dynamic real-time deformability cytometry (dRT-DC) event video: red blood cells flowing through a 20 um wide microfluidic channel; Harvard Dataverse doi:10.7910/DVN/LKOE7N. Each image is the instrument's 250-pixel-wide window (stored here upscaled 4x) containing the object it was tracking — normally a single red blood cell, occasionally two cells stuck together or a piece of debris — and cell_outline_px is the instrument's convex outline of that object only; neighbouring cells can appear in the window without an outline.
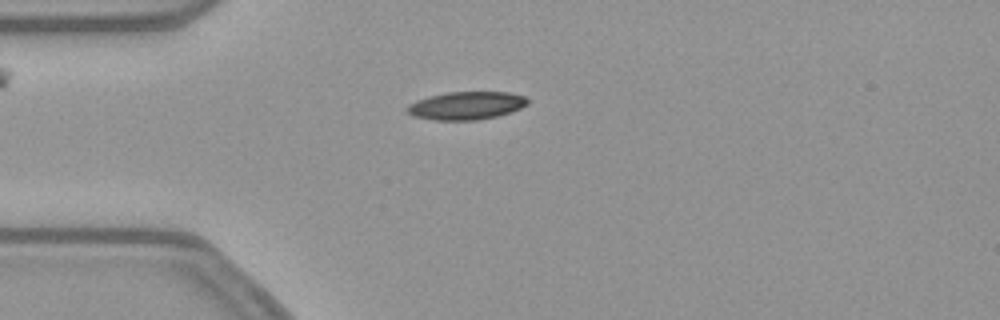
{"species": "common noctule bat (a hibernating species)", "species_latin": "Nyctalus noctula", "temperature_condition": "warm", "stored_images_in_passage": 40, "camera_frame_rate_fps": 3000, "um_per_image_px": 0.085, "animal": {"sex": "female", "body_mass_g": 21.9}, "frame": {"image": 1, "passage_image": 1, "time_ms": 0.0, "image_size_px": [1000, 320], "cell_outline_px": [[528, 104], [520, 108], [496, 116], [476, 120], [436, 120], [412, 116], [404, 108], [408, 104], [416, 100], [448, 92], [508, 92], [524, 96], [528, 100]], "centroid_in_image_um": [39.6, 8.97], "position_along_channel_um": 45.4, "area_um2": 19.48}}
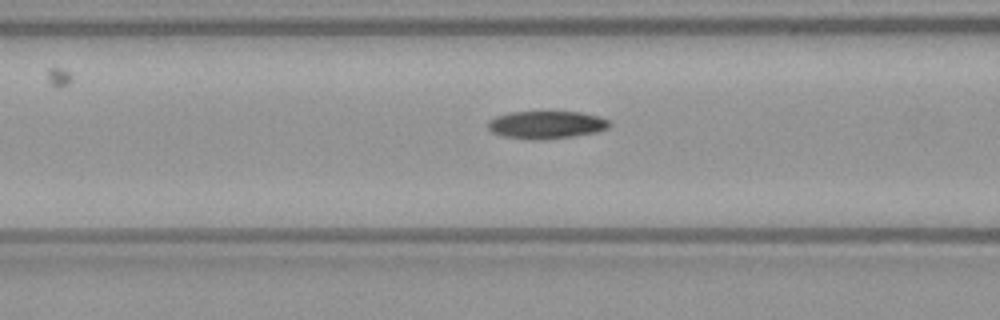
{"frame": {"image": 2, "passage_image": 8, "time_ms": 2.333, "image_size_px": [1000, 320], "cell_outline_px": [[612, 124], [608, 128], [596, 132], [548, 140], [528, 140], [504, 136], [492, 132], [488, 128], [488, 120], [496, 116], [508, 112], [580, 112], [600, 116], [608, 120]], "centroid_in_image_um": [46.44, 10.61], "position_along_channel_um": 120.2, "area_um2": 19.83}}
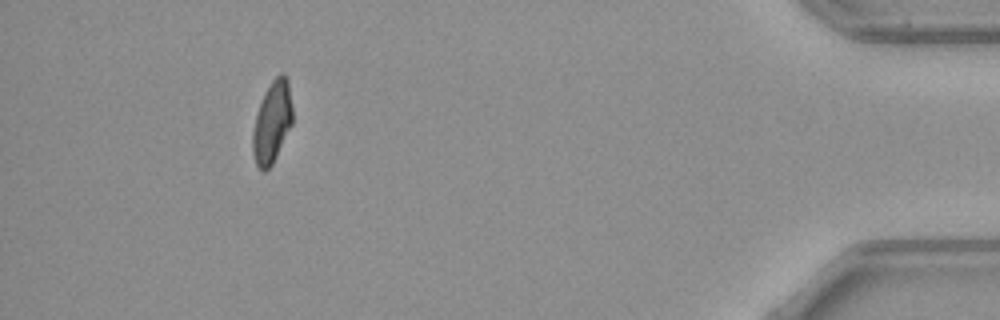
{"frame": {"image": 3, "passage_image": 36, "time_ms": 11.667, "image_size_px": [1000, 320], "cell_outline_px": [[292, 124], [272, 164], [264, 172], [256, 164], [252, 152], [252, 132], [256, 116], [264, 92], [272, 80], [280, 72], [284, 72], [288, 80], [292, 108]], "centroid_in_image_um": [23.12, 10.36], "position_along_channel_um": 412.1, "area_um2": 18.84}, "authors_computed_cell_mechanics": {"area_um2": 19.6231, "velocity_mm_per_s": 3.8537, "shape_relaxation_time_tau1_ms": 11.0859, "shape_relaxation_time_tau2_ms": null, "deformation_change_tau1": 0.2595, "deformation_change_tau2": null}}